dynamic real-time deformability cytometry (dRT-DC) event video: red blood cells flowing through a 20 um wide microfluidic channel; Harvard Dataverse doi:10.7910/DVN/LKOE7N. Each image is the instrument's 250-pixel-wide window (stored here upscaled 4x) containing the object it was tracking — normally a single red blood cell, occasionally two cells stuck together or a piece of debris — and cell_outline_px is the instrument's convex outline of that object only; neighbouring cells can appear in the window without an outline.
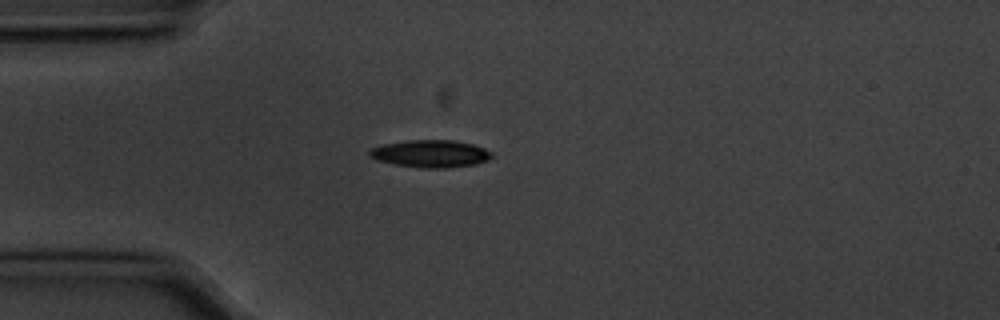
{"species": "common noctule bat (a hibernating species)", "species_latin": "Nyctalus noctula", "temperature_condition": "cold", "stored_images_in_passage": 1, "camera_frame_rate_fps": 3000, "um_per_image_px": 0.085, "animal": {"sex": "male", "body_mass_g": 20.1, "forearm_length_mm": 53.5}, "frame": {"image": 1, "passage_image": 1, "time_ms": 0.0, "image_size_px": [1000, 320], "cell_outline_px": [[492, 156], [488, 160], [476, 164], [444, 168], [424, 168], [396, 164], [376, 160], [368, 156], [368, 152], [372, 148], [384, 144], [408, 140], [452, 140], [472, 144], [484, 148], [492, 152]], "centroid_in_image_um": [36.6, 13.06], "position_along_channel_um": 48.4, "area_um2": 19.42}}